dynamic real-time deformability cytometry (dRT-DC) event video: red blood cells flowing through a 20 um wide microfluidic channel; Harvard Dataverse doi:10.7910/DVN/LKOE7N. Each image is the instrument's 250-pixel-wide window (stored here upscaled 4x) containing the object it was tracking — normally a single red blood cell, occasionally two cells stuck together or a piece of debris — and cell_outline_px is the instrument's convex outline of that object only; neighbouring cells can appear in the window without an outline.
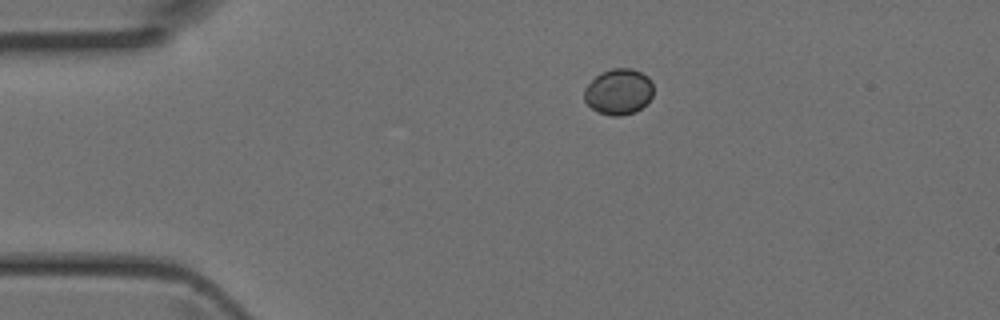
{"species": "Egyptian fruit bat (a non-hibernating species)", "species_latin": "Rousettus aegyptiacus", "temperature_condition": "room temperature", "stored_images_in_passage": 2, "camera_frame_rate_fps": 3000, "um_per_image_px": 0.085, "animal": {"sex": "female"}, "frame": {"image": 1, "passage_image": 1, "time_ms": 0.0, "image_size_px": [1000, 320], "cell_outline_px": [[652, 96], [636, 112], [620, 116], [612, 116], [596, 112], [584, 100], [584, 88], [600, 72], [612, 68], [632, 68], [648, 76], [652, 80]], "centroid_in_image_um": [52.57, 7.79], "position_along_channel_um": 32.4, "area_um2": 18.55}}